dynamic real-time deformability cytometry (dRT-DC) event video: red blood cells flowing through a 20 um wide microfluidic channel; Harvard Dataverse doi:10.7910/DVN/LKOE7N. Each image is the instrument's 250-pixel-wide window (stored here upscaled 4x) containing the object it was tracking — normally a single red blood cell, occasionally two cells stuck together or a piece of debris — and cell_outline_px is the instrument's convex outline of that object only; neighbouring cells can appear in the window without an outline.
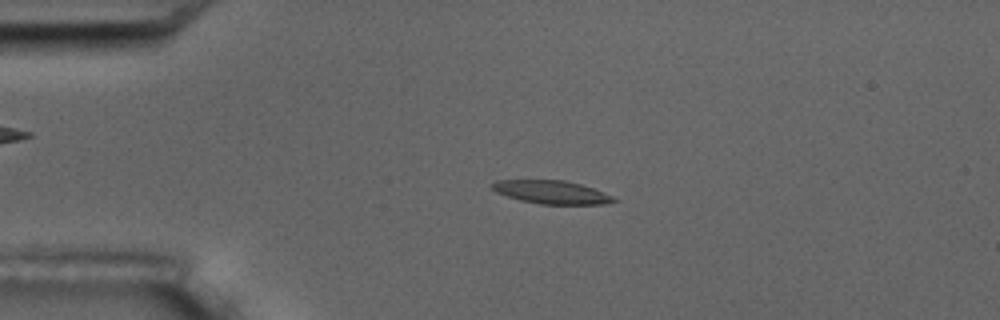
{"species": "common noctule bat (a hibernating species)", "species_latin": "Nyctalus noctula", "temperature_condition": "room temperature", "stored_images_in_passage": 5, "camera_frame_rate_fps": 3000, "um_per_image_px": 0.085, "animal": {"sex": "male", "body_mass_g": 17.5, "forearm_length_mm": 52.3}, "frame": {"image": 1, "passage_image": 3, "time_ms": 2.333, "image_size_px": [1000, 320], "cell_outline_px": [[616, 200], [604, 204], [540, 204], [520, 200], [496, 192], [492, 188], [492, 184], [496, 180], [564, 180], [580, 184], [592, 188], [612, 196]], "centroid_in_image_um": [46.85, 16.33], "position_along_channel_um": 38.2, "area_um2": 16.18}}
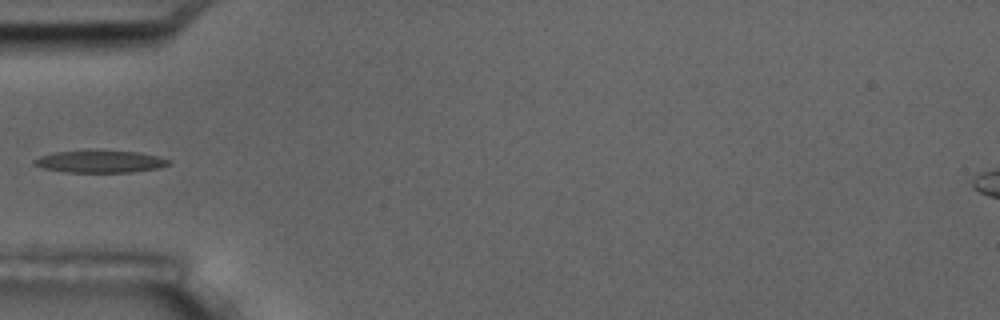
{"frame": {"image": 2, "passage_image": 5, "time_ms": 4.333, "image_size_px": [1000, 320], "cell_outline_px": [[172, 160], [168, 164], [160, 168], [132, 172], [64, 172], [44, 168], [32, 164], [32, 160], [40, 156], [56, 152], [84, 148], [96, 148], [140, 152], [160, 156]], "centroid_in_image_um": [8.51, 13.68], "position_along_channel_um": 76.5, "area_um2": 18.38}}